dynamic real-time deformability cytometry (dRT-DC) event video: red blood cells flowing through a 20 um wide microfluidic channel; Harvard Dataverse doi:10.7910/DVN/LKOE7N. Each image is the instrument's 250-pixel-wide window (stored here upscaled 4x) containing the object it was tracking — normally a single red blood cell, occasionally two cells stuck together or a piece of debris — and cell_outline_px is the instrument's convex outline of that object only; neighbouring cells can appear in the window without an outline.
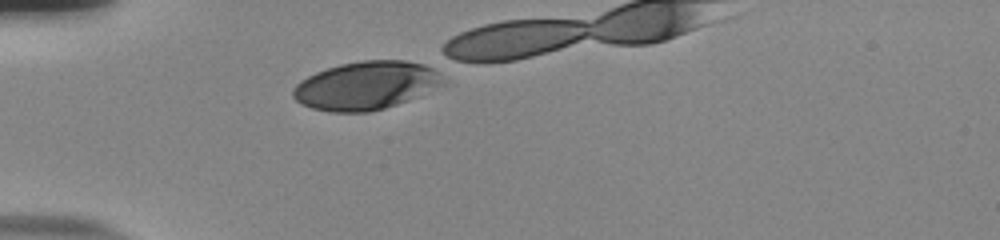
{"species": "human", "species_latin": "Homo sapiens", "temperature_condition": "room temperature", "stored_images_in_passage": 9, "camera_frame_rate_fps": 3000, "um_per_image_px": 0.085, "donor": {"sex": "male"}, "frame": {"image": 1, "passage_image": 1, "time_ms": 0.0, "image_size_px": [1000, 240], "cell_outline_px": [[448, 84], [408, 100], [384, 108], [368, 112], [332, 112], [312, 108], [300, 104], [292, 96], [292, 88], [300, 80], [316, 72], [340, 64], [364, 60], [404, 60], [424, 64], [432, 68], [448, 80]], "centroid_in_image_um": [31.14, 7.27], "position_along_channel_um": 53.9, "area_um2": 42.48}}
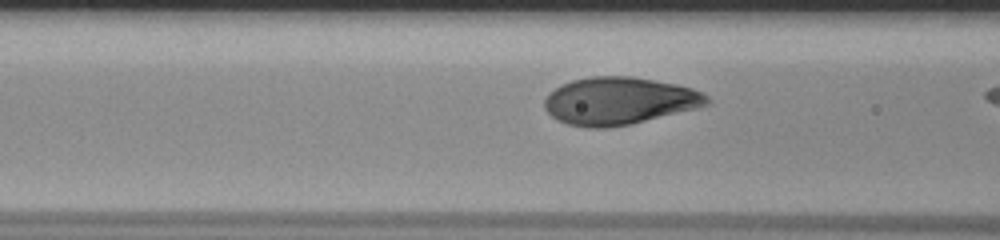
{"frame": {"image": 2, "passage_image": 7, "time_ms": 2.0, "image_size_px": [1000, 240], "cell_outline_px": [[712, 100], [708, 104], [696, 108], [632, 124], [608, 128], [588, 128], [568, 124], [556, 120], [544, 108], [544, 100], [548, 92], [560, 84], [572, 80], [592, 76], [632, 76], [676, 84], [692, 88], [708, 96]], "centroid_in_image_um": [52.59, 8.58], "position_along_channel_um": 114.0, "area_um2": 45.2}}